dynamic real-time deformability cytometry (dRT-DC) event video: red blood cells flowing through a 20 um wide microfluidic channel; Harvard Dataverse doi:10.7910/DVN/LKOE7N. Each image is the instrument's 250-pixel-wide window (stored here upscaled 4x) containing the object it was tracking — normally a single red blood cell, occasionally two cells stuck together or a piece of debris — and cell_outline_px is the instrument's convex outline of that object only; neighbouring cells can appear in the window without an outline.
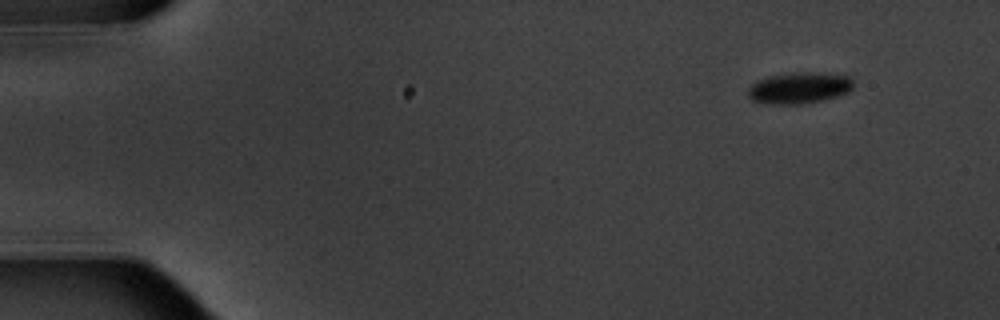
{"species": "common noctule bat (a hibernating species)", "species_latin": "Nyctalus noctula", "temperature_condition": "warm", "stored_images_in_passage": 10, "camera_frame_rate_fps": 3000, "um_per_image_px": 0.085, "animal": {"sex": "male", "body_mass_g": 20.1, "forearm_length_mm": 53.5}, "frame": {"image": 1, "passage_image": 1, "time_ms": 0.0, "image_size_px": [1000, 320], "cell_outline_px": [[852, 88], [848, 92], [824, 100], [796, 104], [772, 104], [752, 100], [748, 96], [748, 88], [756, 80], [772, 76], [792, 72], [812, 72], [848, 76], [852, 80]], "centroid_in_image_um": [67.91, 7.47], "position_along_channel_um": 17.1, "area_um2": 19.02}}
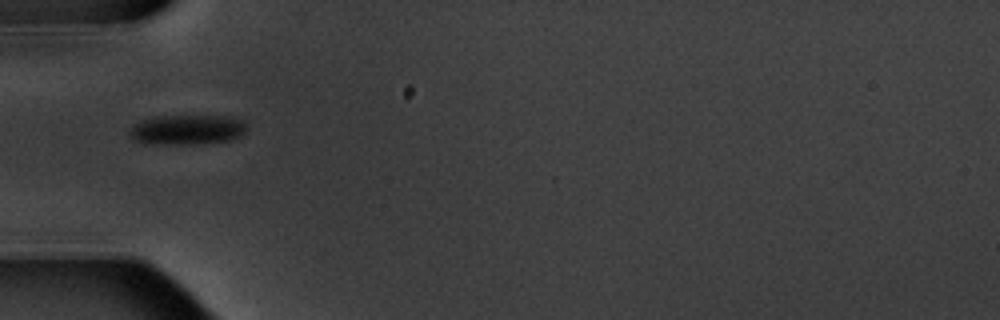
{"frame": {"image": 2, "passage_image": 5, "time_ms": 4.667, "image_size_px": [1000, 320], "cell_outline_px": [[248, 128], [240, 136], [232, 140], [196, 144], [144, 144], [136, 140], [128, 132], [132, 124], [140, 120], [156, 116], [224, 116], [244, 120]], "centroid_in_image_um": [15.9, 11.02], "position_along_channel_um": 69.1, "area_um2": 20.69}}